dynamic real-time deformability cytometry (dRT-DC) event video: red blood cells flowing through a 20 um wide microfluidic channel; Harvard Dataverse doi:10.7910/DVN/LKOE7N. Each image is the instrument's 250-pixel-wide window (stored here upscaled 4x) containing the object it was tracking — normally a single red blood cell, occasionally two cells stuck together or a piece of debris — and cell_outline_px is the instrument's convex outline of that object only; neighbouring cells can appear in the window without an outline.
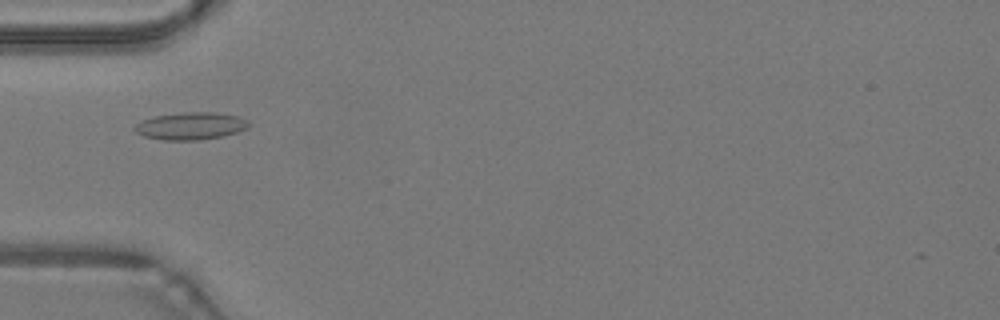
{"species": "common noctule bat (a hibernating species)", "species_latin": "Nyctalus noctula", "temperature_condition": "warm", "stored_images_in_passage": 47, "camera_frame_rate_fps": 3000, "um_per_image_px": 0.085, "animal": {"sex": "male", "body_mass_g": 19.2, "forearm_length_mm": 51.8}, "frame": {"image": 1, "passage_image": 15, "time_ms": 4.667, "image_size_px": [1000, 320], "cell_outline_px": [[252, 124], [248, 128], [224, 136], [200, 140], [164, 140], [144, 136], [136, 132], [132, 128], [136, 124], [144, 120], [156, 116], [184, 112], [216, 112], [236, 116], [248, 120]], "centroid_in_image_um": [16.25, 10.71], "position_along_channel_um": 68.8, "area_um2": 18.21}}
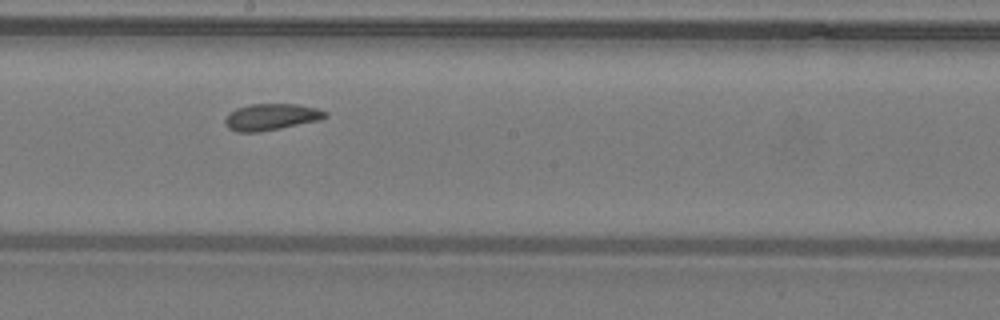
{"frame": {"image": 2, "passage_image": 26, "time_ms": 8.333, "image_size_px": [1000, 320], "cell_outline_px": [[328, 116], [320, 120], [260, 132], [236, 132], [228, 128], [224, 124], [224, 120], [236, 108], [252, 104], [296, 104], [316, 108], [328, 112]], "centroid_in_image_um": [23.06, 9.94], "position_along_channel_um": 225.1, "area_um2": 15.43}}
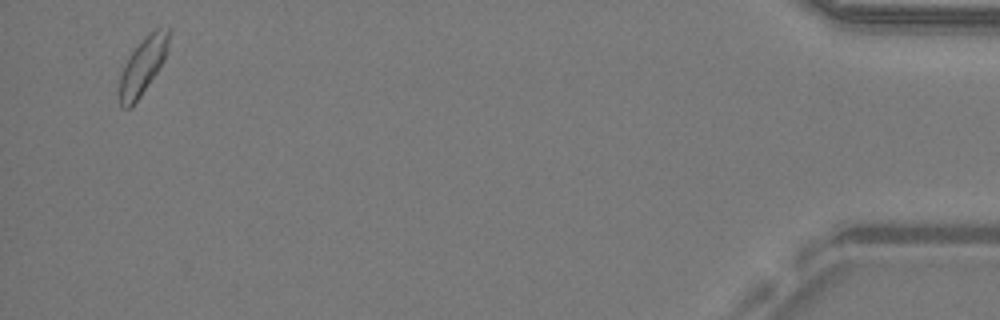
{"frame": {"image": 3, "passage_image": 46, "time_ms": 15.0, "image_size_px": [1000, 320], "cell_outline_px": [[172, 28], [168, 48], [164, 60], [140, 96], [128, 108], [120, 108], [120, 76], [132, 52], [144, 36], [156, 28]], "centroid_in_image_um": [12.18, 5.53], "position_along_channel_um": 423.0, "area_um2": 15.9}, "authors_computed_cell_mechanics": {"area_um2": 15.895, "velocity_mm_per_s": 4.2432, "shape_relaxation_time_tau1_ms": null, "shape_relaxation_time_tau2_ms": 1.9944, "deformation_change_tau1": null, "deformation_change_tau2": 0.0639}}